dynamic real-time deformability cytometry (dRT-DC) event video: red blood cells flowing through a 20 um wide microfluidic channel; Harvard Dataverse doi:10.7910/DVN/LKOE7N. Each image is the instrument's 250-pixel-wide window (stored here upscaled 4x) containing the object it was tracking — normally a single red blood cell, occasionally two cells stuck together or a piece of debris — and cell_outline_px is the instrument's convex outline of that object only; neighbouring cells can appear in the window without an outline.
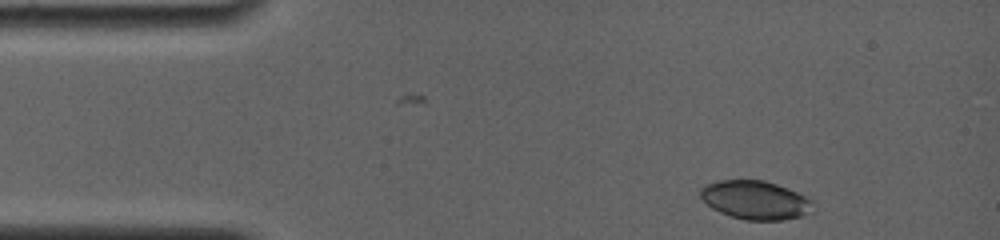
{"species": "common noctule bat (a hibernating species)", "species_latin": "Nyctalus noctula", "temperature_condition": "room temperature", "stored_images_in_passage": 62, "camera_frame_rate_fps": 4000, "um_per_image_px": 0.085, "animal": {"sex": "female", "body_mass_g": 19.0, "forearm_length_mm": 56.7}, "frame": {"image": 1, "passage_image": 1, "time_ms": 0.0, "image_size_px": [1000, 240], "cell_outline_px": [[816, 212], [804, 216], [784, 220], [744, 220], [720, 212], [712, 208], [700, 196], [700, 188], [708, 184], [720, 180], [764, 180], [776, 184], [796, 192], [812, 200]], "centroid_in_image_um": [64.26, 17.02], "position_along_channel_um": 20.7, "area_um2": 25.43}}
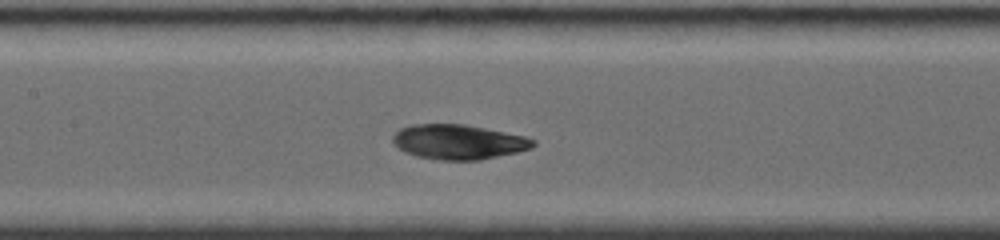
{"frame": {"image": 2, "passage_image": 25, "time_ms": 5.75, "image_size_px": [1000, 240], "cell_outline_px": [[536, 144], [532, 148], [516, 152], [480, 160], [440, 160], [416, 156], [404, 152], [392, 140], [392, 136], [400, 128], [412, 124], [464, 124], [524, 136], [536, 140]], "centroid_in_image_um": [38.96, 12.06], "position_along_channel_um": 168.4, "area_um2": 28.32}}
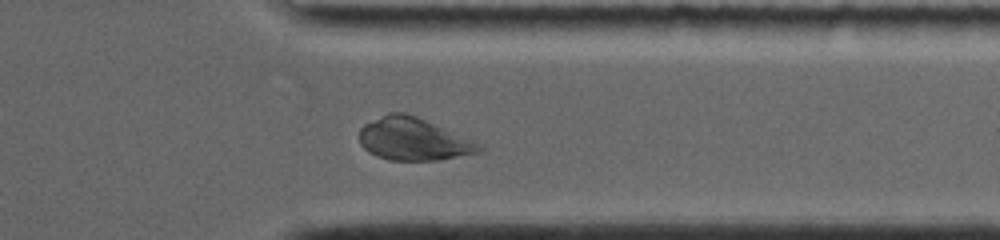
{"frame": {"image": 3, "passage_image": 53, "time_ms": 11.25, "image_size_px": [1000, 240], "cell_outline_px": [[484, 148], [480, 152], [440, 160], [388, 160], [376, 156], [368, 152], [360, 144], [360, 128], [364, 124], [388, 112], [404, 112], [416, 116], [484, 144]], "centroid_in_image_um": [35.16, 11.83], "position_along_channel_um": 376.2, "area_um2": 29.88}, "authors_computed_cell_mechanics": {"area_um2": 28.4665, "velocity_mm_per_s": 3.7675, "shape_relaxation_time_tau1_ms": 4.8772, "shape_relaxation_time_tau2_ms": 1.3673, "deformation_change_tau1": 0.2046, "deformation_change_tau2": 0.0512}}